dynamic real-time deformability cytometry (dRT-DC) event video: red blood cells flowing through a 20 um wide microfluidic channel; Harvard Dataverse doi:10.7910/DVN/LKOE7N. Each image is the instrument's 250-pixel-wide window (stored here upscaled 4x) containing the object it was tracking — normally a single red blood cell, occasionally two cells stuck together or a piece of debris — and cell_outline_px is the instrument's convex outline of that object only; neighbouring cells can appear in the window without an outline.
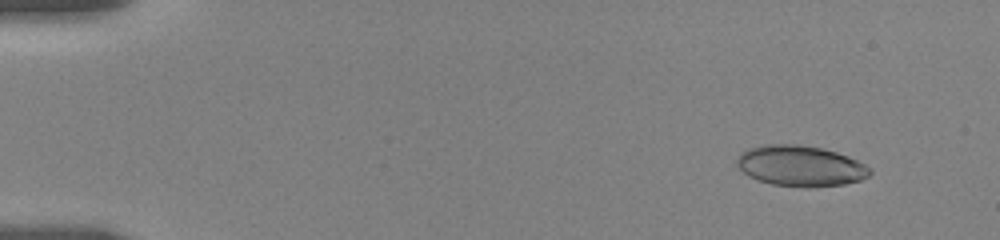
{"species": "human", "species_latin": "Homo sapiens", "temperature_condition": "room temperature", "stored_images_in_passage": 16, "camera_frame_rate_fps": 3000, "um_per_image_px": 0.085, "donor": {"sex": "female"}, "frame": {"image": 1, "passage_image": 3, "time_ms": 1.0, "image_size_px": [1000, 240], "cell_outline_px": [[872, 172], [868, 176], [860, 180], [844, 184], [808, 188], [772, 184], [748, 176], [736, 164], [736, 160], [740, 152], [748, 148], [764, 144], [800, 144], [824, 148], [848, 156], [872, 168]], "centroid_in_image_um": [68.04, 14.09], "position_along_channel_um": 17.0, "area_um2": 31.79}}
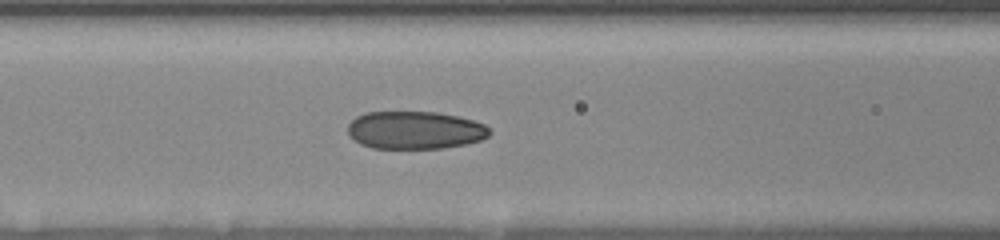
{"frame": {"image": 2, "passage_image": 9, "time_ms": 7.333, "image_size_px": [1000, 240], "cell_outline_px": [[492, 132], [488, 136], [480, 140], [468, 144], [444, 148], [372, 148], [360, 144], [348, 136], [348, 124], [356, 116], [364, 112], [436, 112], [456, 116], [472, 120], [484, 124]], "centroid_in_image_um": [35.25, 11.07], "position_along_channel_um": 131.4, "area_um2": 31.39}}
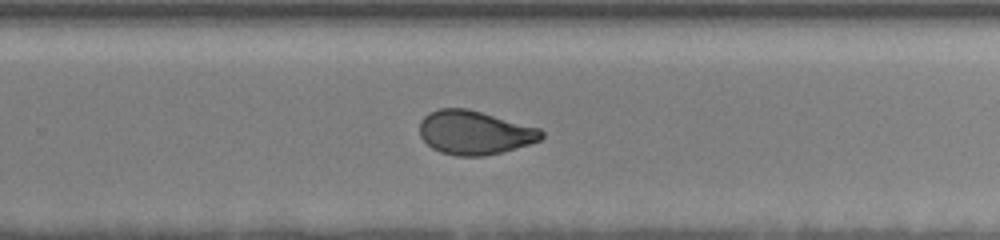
{"frame": {"image": 3, "passage_image": 16, "time_ms": 11.667, "image_size_px": [1000, 240], "cell_outline_px": [[544, 136], [540, 140], [528, 144], [500, 152], [484, 156], [456, 156], [440, 152], [432, 148], [420, 136], [420, 120], [428, 112], [440, 108], [468, 108], [540, 128], [544, 132]], "centroid_in_image_um": [40.32, 11.26], "position_along_channel_um": 289.5, "area_um2": 31.15}}